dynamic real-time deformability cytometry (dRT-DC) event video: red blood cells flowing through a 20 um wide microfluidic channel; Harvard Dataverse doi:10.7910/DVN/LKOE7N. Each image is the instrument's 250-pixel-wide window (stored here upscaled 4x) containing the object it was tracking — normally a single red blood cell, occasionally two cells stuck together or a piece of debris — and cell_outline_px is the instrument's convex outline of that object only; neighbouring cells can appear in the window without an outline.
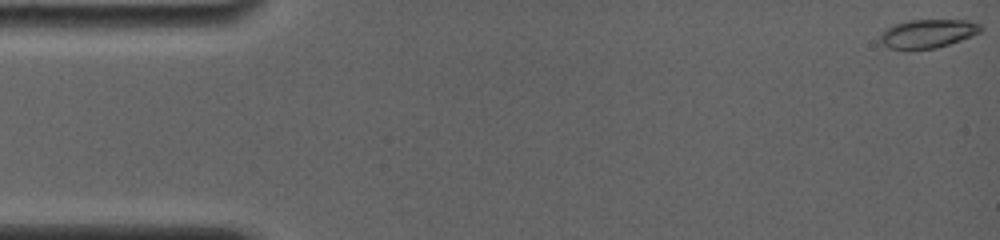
{"species": "common noctule bat (a hibernating species)", "species_latin": "Nyctalus noctula", "temperature_condition": "room temperature", "stored_images_in_passage": 67, "camera_frame_rate_fps": 4000, "um_per_image_px": 0.085, "animal": {"sex": "female", "body_mass_g": 19.0, "forearm_length_mm": 56.7}, "frame": {"image": 1, "passage_image": 1, "time_ms": 0.0, "image_size_px": [1000, 240], "cell_outline_px": [[984, 28], [980, 32], [972, 36], [936, 48], [888, 48], [876, 40], [880, 32], [884, 28], [908, 20], [968, 20], [980, 24]], "centroid_in_image_um": [78.81, 2.84], "position_along_channel_um": 6.2, "area_um2": 16.82}}
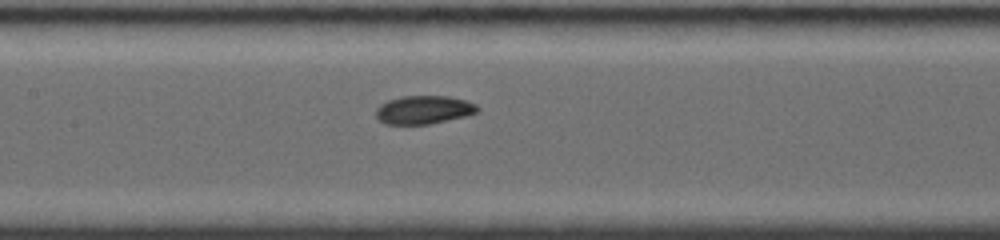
{"frame": {"image": 2, "passage_image": 30, "time_ms": 7.75, "image_size_px": [1000, 240], "cell_outline_px": [[480, 112], [464, 116], [428, 124], [384, 124], [376, 116], [376, 108], [380, 104], [388, 100], [404, 96], [448, 96], [464, 100], [476, 104], [480, 108]], "centroid_in_image_um": [36.02, 9.33], "position_along_channel_um": 171.4, "area_um2": 16.7}}
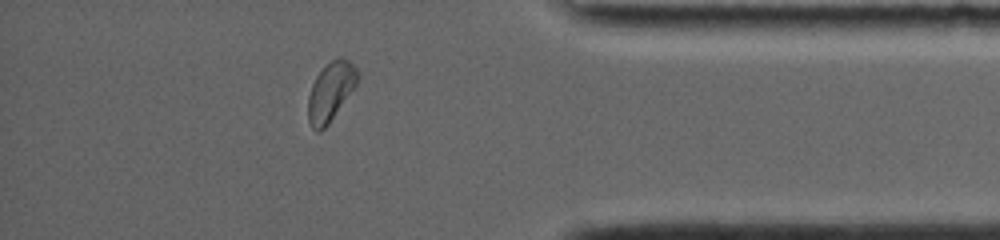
{"frame": {"image": 3, "passage_image": 58, "time_ms": 14.25, "image_size_px": [1000, 240], "cell_outline_px": [[360, 76], [356, 84], [328, 124], [320, 132], [316, 132], [312, 128], [308, 120], [308, 96], [312, 84], [316, 76], [332, 60], [340, 56], [348, 60], [360, 72]], "centroid_in_image_um": [28.1, 7.78], "position_along_channel_um": 407.1, "area_um2": 16.7}, "authors_computed_cell_mechanics": {"area_um2": 16.762, "velocity_mm_per_s": 3.8298, "shape_relaxation_time_tau1_ms": 3.4854, "shape_relaxation_time_tau2_ms": 5.5784, "deformation_change_tau1": 0.1087, "deformation_change_tau2": 0.0848}}